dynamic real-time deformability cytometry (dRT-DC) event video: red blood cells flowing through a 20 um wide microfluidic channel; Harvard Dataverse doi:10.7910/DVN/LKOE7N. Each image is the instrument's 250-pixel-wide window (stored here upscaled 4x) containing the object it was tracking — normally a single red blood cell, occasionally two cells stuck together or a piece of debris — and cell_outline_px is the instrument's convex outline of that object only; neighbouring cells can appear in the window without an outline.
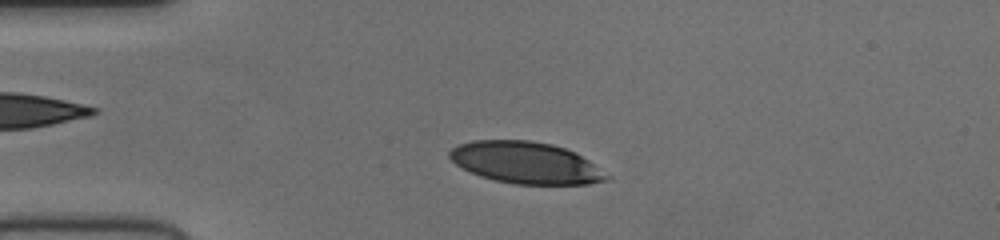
{"species": "human", "species_latin": "Homo sapiens", "temperature_condition": "cold", "stored_images_in_passage": 46, "camera_frame_rate_fps": 3000, "um_per_image_px": 0.085, "donor": {"sex": "female"}, "frame": {"image": 1, "passage_image": 7, "time_ms": 2.0, "image_size_px": [1000, 240], "cell_outline_px": [[612, 176], [608, 180], [588, 184], [516, 184], [496, 180], [480, 176], [456, 164], [448, 156], [448, 152], [452, 148], [460, 144], [472, 140], [528, 140], [552, 144], [564, 148], [588, 160]], "centroid_in_image_um": [44.7, 13.83], "position_along_channel_um": 40.3, "area_um2": 37.92}}
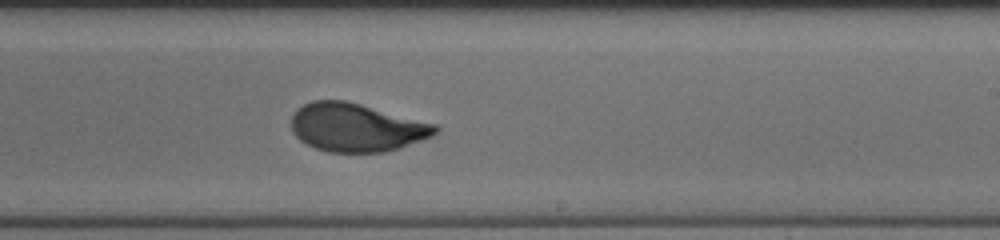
{"frame": {"image": 2, "passage_image": 26, "time_ms": 8.333, "image_size_px": [1000, 240], "cell_outline_px": [[440, 128], [432, 136], [400, 148], [384, 152], [328, 152], [316, 148], [300, 140], [292, 132], [292, 116], [296, 108], [312, 100], [344, 100], [360, 104], [436, 124]], "centroid_in_image_um": [30.28, 10.83], "position_along_channel_um": 258.7, "area_um2": 40.4}}
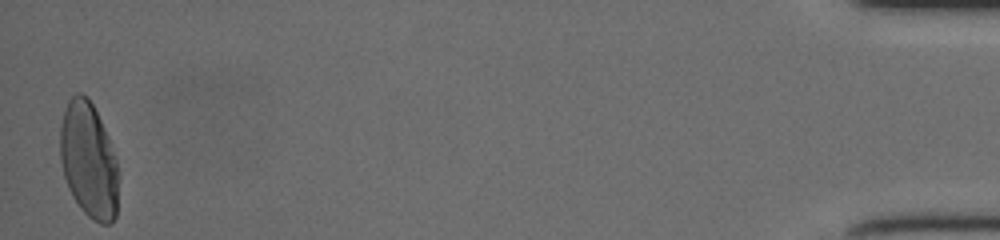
{"frame": {"image": 3, "passage_image": 46, "time_ms": 15.0, "image_size_px": [1000, 240], "cell_outline_px": [[116, 216], [108, 224], [100, 224], [92, 220], [80, 208], [72, 196], [68, 188], [64, 176], [60, 156], [60, 128], [64, 112], [68, 100], [76, 92], [80, 92], [92, 104], [108, 136], [116, 160]], "centroid_in_image_um": [7.5, 13.63], "position_along_channel_um": 427.7, "area_um2": 38.67}}